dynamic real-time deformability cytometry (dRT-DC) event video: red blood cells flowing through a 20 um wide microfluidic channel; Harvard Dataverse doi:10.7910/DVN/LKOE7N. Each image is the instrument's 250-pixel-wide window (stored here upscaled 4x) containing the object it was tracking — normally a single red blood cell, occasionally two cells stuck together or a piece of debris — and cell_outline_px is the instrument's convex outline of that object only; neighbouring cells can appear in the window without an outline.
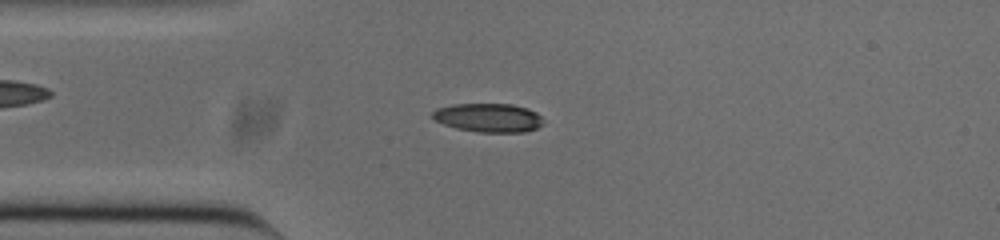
{"species": "common noctule bat (a hibernating species)", "species_latin": "Nyctalus noctula", "temperature_condition": "cold", "stored_images_in_passage": 52, "camera_frame_rate_fps": 3000, "um_per_image_px": 0.085, "animal": {"sex": "male", "body_mass_g": 20.0, "forearm_length_mm": 53.3}, "frame": {"image": 1, "passage_image": 12, "time_ms": 3.667, "image_size_px": [1000, 240], "cell_outline_px": [[544, 124], [536, 128], [524, 132], [480, 132], [456, 128], [432, 120], [432, 112], [436, 108], [452, 104], [512, 104], [528, 108], [536, 112], [544, 120]], "centroid_in_image_um": [41.51, 10.0], "position_along_channel_um": 43.5, "area_um2": 18.73}}
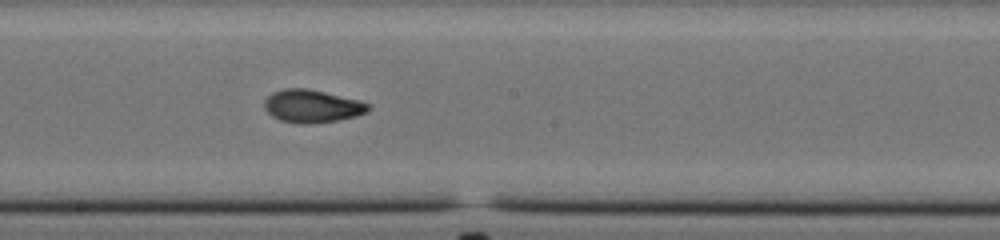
{"frame": {"image": 2, "passage_image": 27, "time_ms": 8.667, "image_size_px": [1000, 240], "cell_outline_px": [[372, 108], [368, 112], [356, 116], [336, 120], [308, 124], [296, 124], [280, 120], [272, 116], [264, 108], [264, 100], [272, 92], [284, 88], [304, 88], [324, 92], [360, 100], [372, 104]], "centroid_in_image_um": [26.54, 9.02], "position_along_channel_um": 221.7, "area_um2": 20.06}}
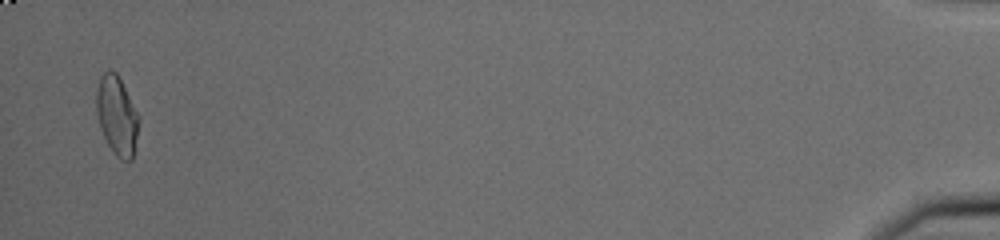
{"frame": {"image": 3, "passage_image": 51, "time_ms": 16.667, "image_size_px": [1000, 240], "cell_outline_px": [[140, 116], [132, 160], [120, 160], [112, 152], [100, 128], [96, 112], [96, 88], [100, 76], [108, 68], [116, 72]], "centroid_in_image_um": [9.92, 9.8], "position_along_channel_um": 425.3, "area_um2": 19.59}, "authors_computed_cell_mechanics": {"area_um2": 19.1029, "velocity_mm_per_s": 3.811, "shape_relaxation_time_tau1_ms": 9.778, "shape_relaxation_time_tau2_ms": 2.5689, "deformation_change_tau1": 0.2493, "deformation_change_tau2": 0.0754}}